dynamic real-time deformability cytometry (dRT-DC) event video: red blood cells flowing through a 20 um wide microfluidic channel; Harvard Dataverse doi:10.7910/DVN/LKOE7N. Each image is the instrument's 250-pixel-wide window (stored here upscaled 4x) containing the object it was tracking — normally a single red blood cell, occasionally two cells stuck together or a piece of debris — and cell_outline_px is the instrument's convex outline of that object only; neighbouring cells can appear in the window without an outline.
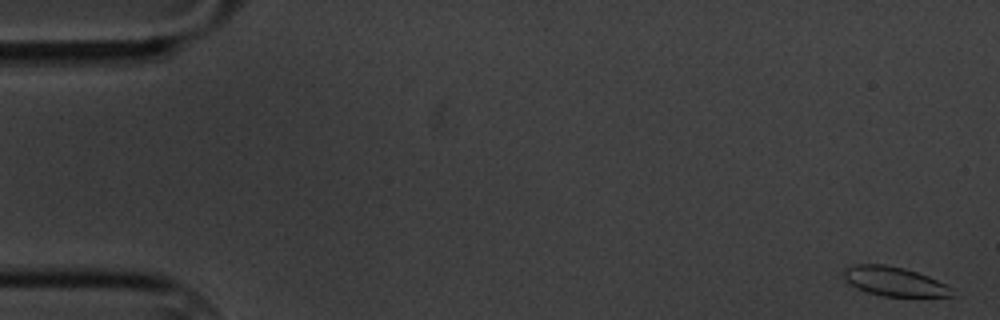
{"species": "common noctule bat (a hibernating species)", "species_latin": "Nyctalus noctula", "temperature_condition": "cold", "stored_images_in_passage": 14, "camera_frame_rate_fps": 3000, "um_per_image_px": 0.085, "animal": {"sex": "male", "body_mass_g": 20.1, "forearm_length_mm": 53.5}, "frame": {"image": 1, "passage_image": 1, "time_ms": 0.0, "image_size_px": [1000, 320], "cell_outline_px": [[952, 296], [884, 296], [868, 292], [856, 288], [844, 280], [844, 268], [856, 264], [884, 264], [904, 268], [928, 276], [952, 288]], "centroid_in_image_um": [75.96, 23.91], "position_along_channel_um": 9.0, "area_um2": 18.21}}